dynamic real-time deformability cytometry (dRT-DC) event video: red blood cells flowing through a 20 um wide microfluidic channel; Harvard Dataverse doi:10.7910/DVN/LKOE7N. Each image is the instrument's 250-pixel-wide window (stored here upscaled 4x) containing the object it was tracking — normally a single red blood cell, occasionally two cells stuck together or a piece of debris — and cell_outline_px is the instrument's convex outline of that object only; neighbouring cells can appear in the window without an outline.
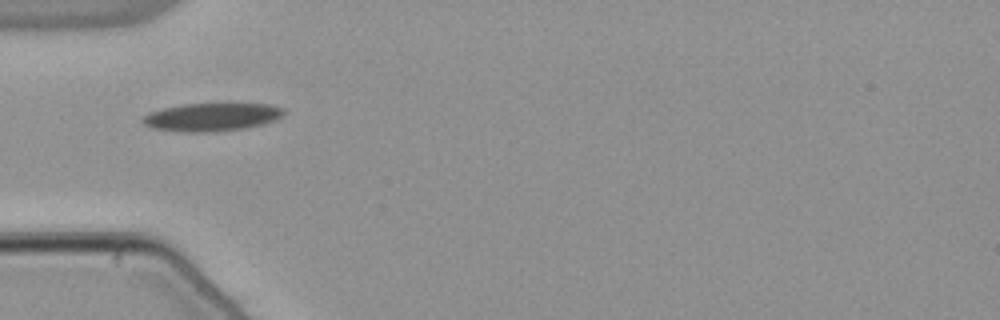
{"species": "common noctule bat (a hibernating species)", "species_latin": "Nyctalus noctula", "temperature_condition": "warm", "stored_images_in_passage": 38, "camera_frame_rate_fps": 3000, "um_per_image_px": 0.085, "animal": {"sex": "male", "body_mass_g": 21.5, "forearm_length_mm": 52.0}, "frame": {"image": 1, "passage_image": 1, "time_ms": 0.0, "image_size_px": [1000, 320], "cell_outline_px": [[284, 116], [276, 120], [264, 124], [240, 128], [212, 132], [192, 132], [152, 128], [144, 124], [140, 120], [148, 112], [164, 108], [184, 104], [228, 100], [268, 104], [284, 108]], "centroid_in_image_um": [18.07, 9.88], "position_along_channel_um": 66.9, "area_um2": 24.1}}
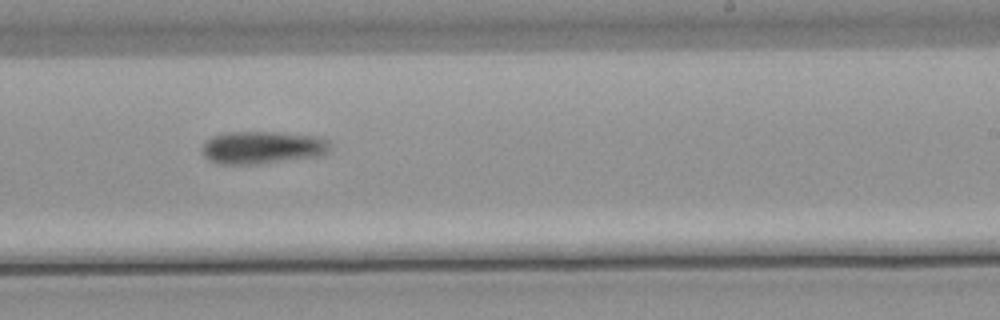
{"frame": {"image": 2, "passage_image": 17, "time_ms": 5.333, "image_size_px": [1000, 320], "cell_outline_px": [[332, 144], [328, 152], [324, 156], [260, 164], [216, 164], [208, 160], [204, 156], [204, 144], [212, 136], [224, 132], [276, 132], [316, 136], [328, 140]], "centroid_in_image_um": [22.36, 12.55], "position_along_channel_um": 266.6, "area_um2": 24.68}}
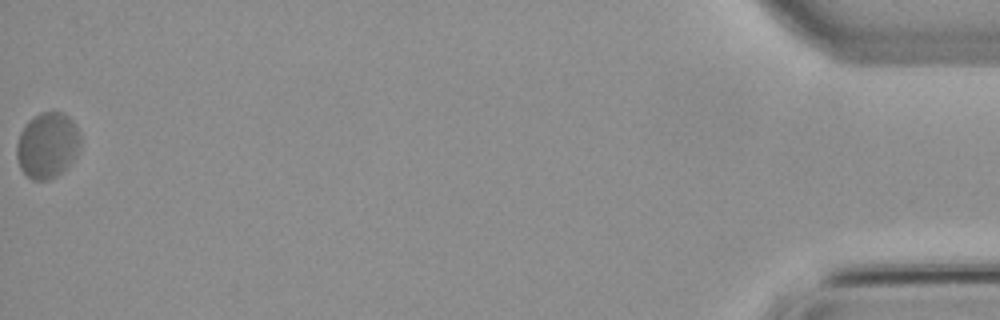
{"frame": {"image": 3, "passage_image": 38, "time_ms": 12.333, "image_size_px": [1000, 320], "cell_outline_px": [[80, 148], [76, 156], [56, 176], [48, 180], [32, 180], [20, 168], [16, 156], [16, 144], [20, 132], [24, 124], [28, 120], [40, 112], [64, 112], [76, 124], [80, 132]], "centroid_in_image_um": [4.02, 12.32], "position_along_channel_um": 431.2, "area_um2": 24.62}}